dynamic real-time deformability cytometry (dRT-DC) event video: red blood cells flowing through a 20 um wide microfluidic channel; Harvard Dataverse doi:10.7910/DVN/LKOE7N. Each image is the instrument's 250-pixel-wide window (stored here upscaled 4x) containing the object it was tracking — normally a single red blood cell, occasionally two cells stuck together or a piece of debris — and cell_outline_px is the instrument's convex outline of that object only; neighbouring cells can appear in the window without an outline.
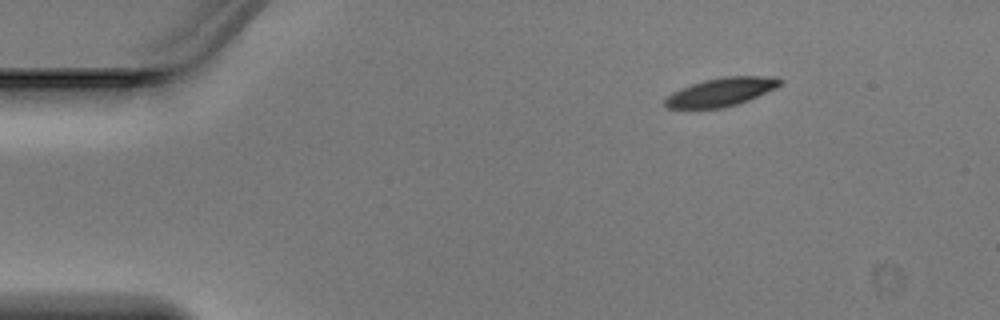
{"species": "Egyptian fruit bat (a non-hibernating species)", "species_latin": "Rousettus aegyptiacus", "temperature_condition": "warm", "stored_images_in_passage": 3, "camera_frame_rate_fps": 3000, "um_per_image_px": 0.085, "animal": {"sex": "male"}, "frame": {"image": 1, "passage_image": 1, "time_ms": 0.0, "image_size_px": [1000, 320], "cell_outline_px": [[780, 84], [776, 88], [748, 100], [736, 104], [720, 108], [668, 108], [664, 104], [664, 100], [672, 92], [680, 88], [704, 80], [724, 76], [776, 76], [780, 80]], "centroid_in_image_um": [61.28, 7.81], "position_along_channel_um": 23.7, "area_um2": 18.84}}
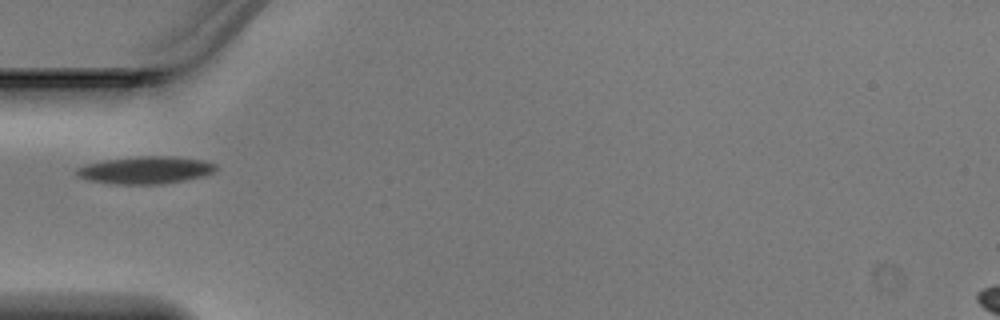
{"frame": {"image": 2, "passage_image": 3, "time_ms": 0.667, "image_size_px": [1000, 320], "cell_outline_px": [[216, 168], [212, 172], [200, 176], [184, 180], [164, 184], [116, 184], [88, 180], [80, 176], [76, 172], [76, 168], [88, 164], [104, 160], [140, 156], [176, 156], [204, 160], [216, 164]], "centroid_in_image_um": [12.38, 14.45], "position_along_channel_um": 72.6, "area_um2": 22.02}}